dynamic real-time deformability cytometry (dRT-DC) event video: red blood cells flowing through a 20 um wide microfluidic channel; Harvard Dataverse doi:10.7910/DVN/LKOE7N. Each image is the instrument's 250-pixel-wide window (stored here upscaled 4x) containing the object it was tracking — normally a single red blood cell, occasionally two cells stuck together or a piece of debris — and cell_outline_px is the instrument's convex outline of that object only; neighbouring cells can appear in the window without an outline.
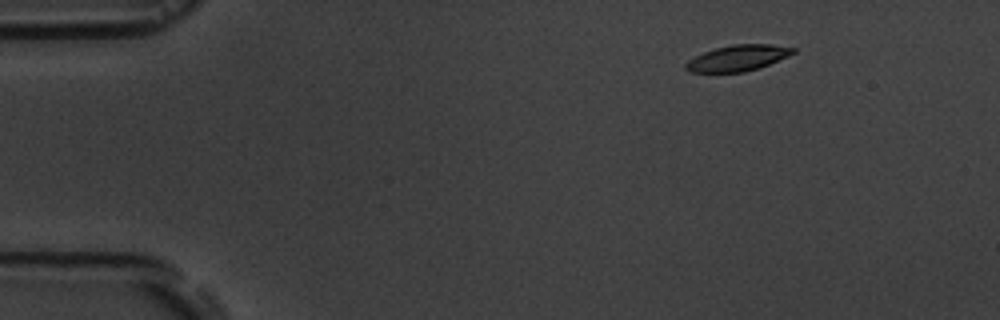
{"species": "common noctule bat (a hibernating species)", "species_latin": "Nyctalus noctula", "temperature_condition": "room temperature", "stored_images_in_passage": 3, "camera_frame_rate_fps": 3000, "um_per_image_px": 0.085, "animal": {"sex": "male", "body_mass_g": 19.5, "forearm_length_mm": 54.6}, "frame": {"image": 1, "passage_image": 1, "time_ms": 0.0, "image_size_px": [1000, 320], "cell_outline_px": [[796, 52], [788, 56], [768, 64], [744, 72], [688, 72], [684, 68], [684, 64], [688, 60], [704, 52], [716, 48], [732, 44], [772, 44], [796, 48]], "centroid_in_image_um": [62.7, 4.93], "position_along_channel_um": 22.3, "area_um2": 16.13}}